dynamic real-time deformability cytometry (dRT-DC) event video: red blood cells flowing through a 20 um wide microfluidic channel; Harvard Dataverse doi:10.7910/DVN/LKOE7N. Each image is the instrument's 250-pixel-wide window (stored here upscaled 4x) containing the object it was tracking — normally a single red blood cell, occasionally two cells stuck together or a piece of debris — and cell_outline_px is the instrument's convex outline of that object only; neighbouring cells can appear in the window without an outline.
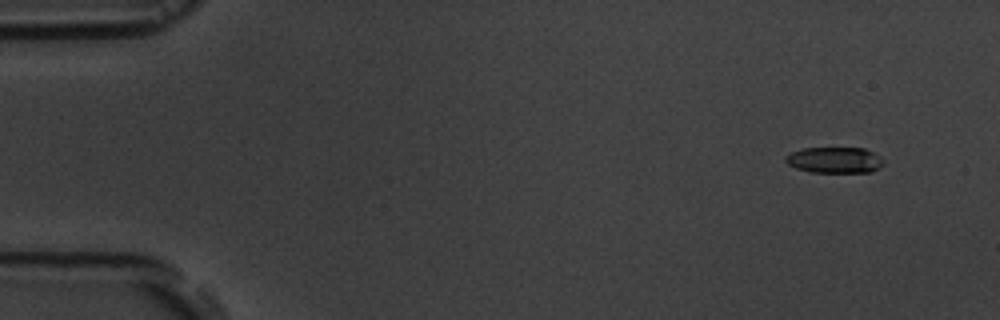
{"species": "common noctule bat (a hibernating species)", "species_latin": "Nyctalus noctula", "temperature_condition": "room temperature", "stored_images_in_passage": 16, "camera_frame_rate_fps": 3000, "um_per_image_px": 0.085, "animal": {"sex": "male", "body_mass_g": 19.5, "forearm_length_mm": 54.6}, "frame": {"image": 1, "passage_image": 1, "time_ms": 0.0, "image_size_px": [1000, 320], "cell_outline_px": [[884, 164], [880, 168], [872, 172], [808, 172], [796, 168], [788, 164], [784, 160], [784, 156], [792, 152], [804, 148], [864, 148], [880, 156]], "centroid_in_image_um": [70.94, 13.61], "position_along_channel_um": 14.1, "area_um2": 14.91}}
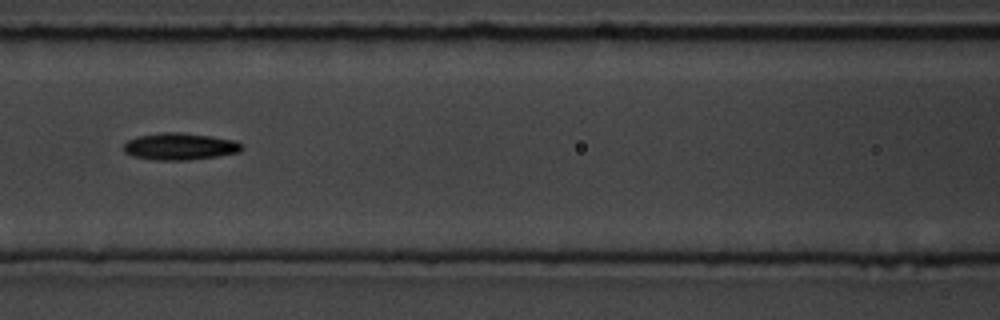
{"frame": {"image": 2, "passage_image": 7, "time_ms": 7.0, "image_size_px": [1000, 320], "cell_outline_px": [[244, 148], [240, 152], [216, 156], [188, 160], [156, 160], [132, 156], [124, 152], [124, 144], [128, 140], [136, 136], [160, 132], [180, 132], [212, 136], [236, 140]], "centroid_in_image_um": [15.28, 12.44], "position_along_channel_um": 151.3, "area_um2": 18.67}}
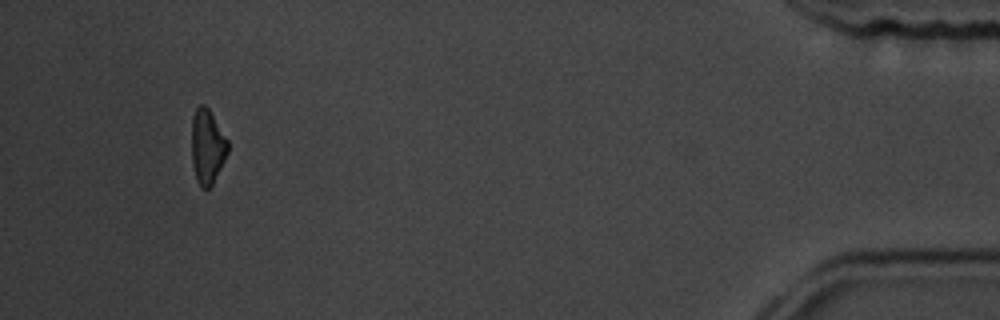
{"frame": {"image": 3, "passage_image": 15, "time_ms": 16.333, "image_size_px": [1000, 320], "cell_outline_px": [[228, 152], [212, 184], [208, 188], [200, 188], [196, 180], [192, 164], [192, 116], [196, 108], [200, 104], [204, 104], [208, 108], [228, 140]], "centroid_in_image_um": [17.6, 12.46], "position_along_channel_um": 417.6, "area_um2": 15.66}, "authors_computed_cell_mechanics": {"area_um2": 16.7042, "velocity_mm_per_s": 3.6357, "shape_relaxation_time_tau1_ms": 3.1015, "shape_relaxation_time_tau2_ms": 8.2639, "deformation_change_tau1": 0.1024, "deformation_change_tau2": 0.1786}}